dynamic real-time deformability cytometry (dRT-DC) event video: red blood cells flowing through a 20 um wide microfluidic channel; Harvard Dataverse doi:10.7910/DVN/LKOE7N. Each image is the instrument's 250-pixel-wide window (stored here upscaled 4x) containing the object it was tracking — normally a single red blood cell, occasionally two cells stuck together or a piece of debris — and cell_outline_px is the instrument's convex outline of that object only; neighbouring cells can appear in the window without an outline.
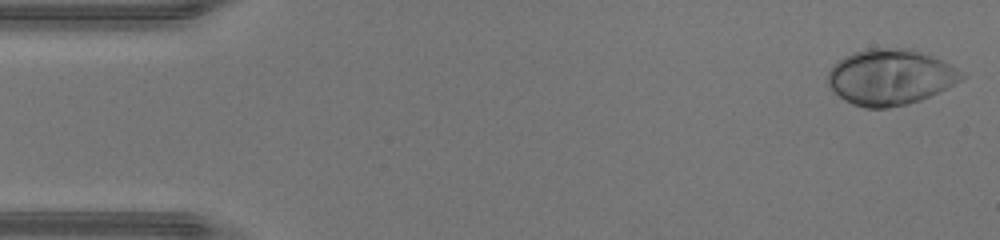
{"species": "human", "species_latin": "Homo sapiens", "temperature_condition": "warm", "stored_images_in_passage": 46, "camera_frame_rate_fps": 3000, "um_per_image_px": 0.085, "donor": {"sex": "male"}, "frame": {"image": 1, "passage_image": 1, "time_ms": 0.0, "image_size_px": [1000, 240], "cell_outline_px": [[968, 76], [948, 88], [940, 92], [920, 100], [908, 104], [888, 108], [864, 108], [852, 104], [844, 100], [828, 84], [828, 72], [832, 64], [844, 56], [852, 52], [868, 48], [912, 48], [932, 56], [964, 72]], "centroid_in_image_um": [75.68, 6.55], "position_along_channel_um": 9.3, "area_um2": 43.75}}
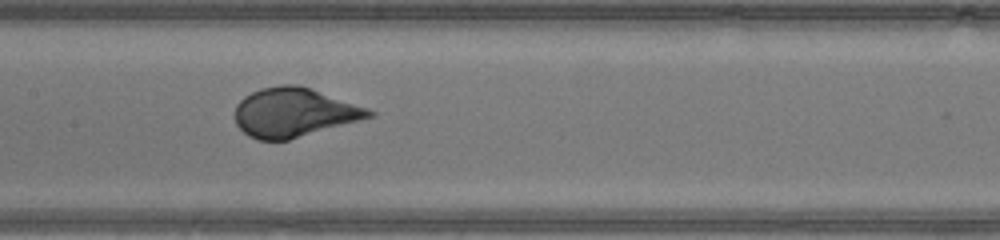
{"frame": {"image": 2, "passage_image": 22, "time_ms": 7.0, "image_size_px": [1000, 240], "cell_outline_px": [[376, 116], [288, 140], [256, 140], [248, 136], [236, 124], [236, 104], [244, 96], [260, 88], [280, 84], [296, 84], [368, 108], [376, 112]], "centroid_in_image_um": [24.99, 9.56], "position_along_channel_um": 182.4, "area_um2": 38.15}}
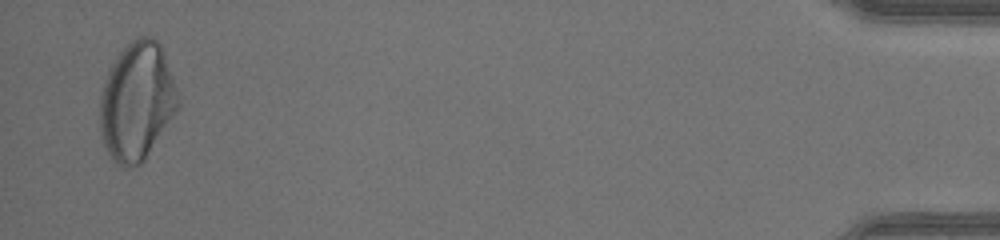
{"frame": {"image": 3, "passage_image": 45, "time_ms": 14.667, "image_size_px": [1000, 240], "cell_outline_px": [[180, 108], [144, 160], [140, 164], [124, 168], [116, 164], [112, 160], [104, 148], [100, 132], [100, 96], [104, 80], [116, 56], [136, 36], [152, 36], [160, 44], [176, 88], [180, 100]], "centroid_in_image_um": [11.63, 8.65], "position_along_channel_um": 423.6, "area_um2": 54.04}, "authors_computed_cell_mechanics": {"area_um2": 39.5063, "velocity_mm_per_s": 4.3761, "shape_relaxation_time_tau1_ms": 3.0834, "shape_relaxation_time_tau2_ms": null, "deformation_change_tau1": 0.2003, "deformation_change_tau2": null}}